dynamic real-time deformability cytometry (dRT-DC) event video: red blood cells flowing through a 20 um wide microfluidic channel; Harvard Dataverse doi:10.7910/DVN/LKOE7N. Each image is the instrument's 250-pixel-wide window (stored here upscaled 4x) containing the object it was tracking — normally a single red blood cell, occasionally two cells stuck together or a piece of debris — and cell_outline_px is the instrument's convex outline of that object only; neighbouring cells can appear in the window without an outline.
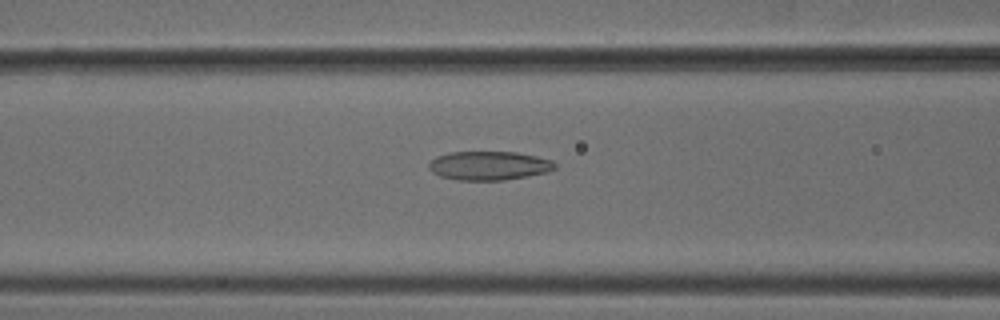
{"species": "common noctule bat (a hibernating species)", "species_latin": "Nyctalus noctula", "temperature_condition": "cold", "stored_images_in_passage": 46, "camera_frame_rate_fps": 3000, "um_per_image_px": 0.085, "animal": {"sex": "male", "body_mass_g": 18.8}, "frame": {"image": 1, "passage_image": 21, "time_ms": 6.667, "image_size_px": [1000, 320], "cell_outline_px": [[556, 168], [548, 172], [504, 180], [456, 180], [440, 176], [432, 172], [428, 168], [428, 164], [436, 156], [448, 152], [516, 152], [536, 156], [552, 160], [556, 164]], "centroid_in_image_um": [41.55, 14.08], "position_along_channel_um": 125.0, "area_um2": 21.27}}
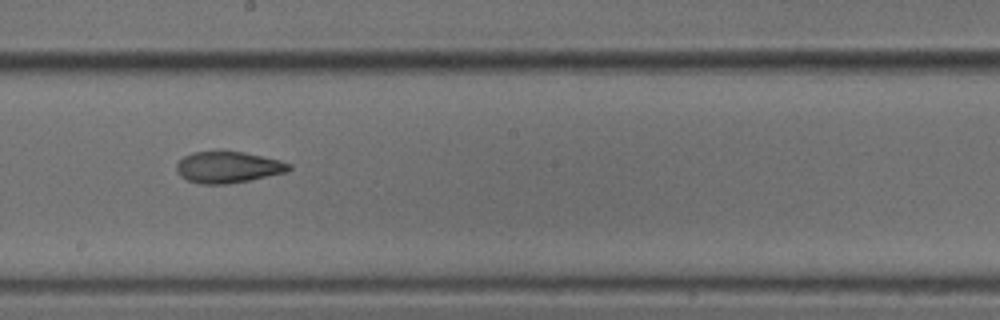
{"frame": {"image": 2, "passage_image": 29, "time_ms": 9.333, "image_size_px": [1000, 320], "cell_outline_px": [[292, 168], [284, 172], [248, 180], [228, 184], [200, 184], [188, 180], [180, 176], [176, 168], [176, 164], [184, 156], [192, 152], [220, 148], [224, 148], [244, 152], [280, 160], [292, 164]], "centroid_in_image_um": [19.34, 14.16], "position_along_channel_um": 228.9, "area_um2": 21.1}}
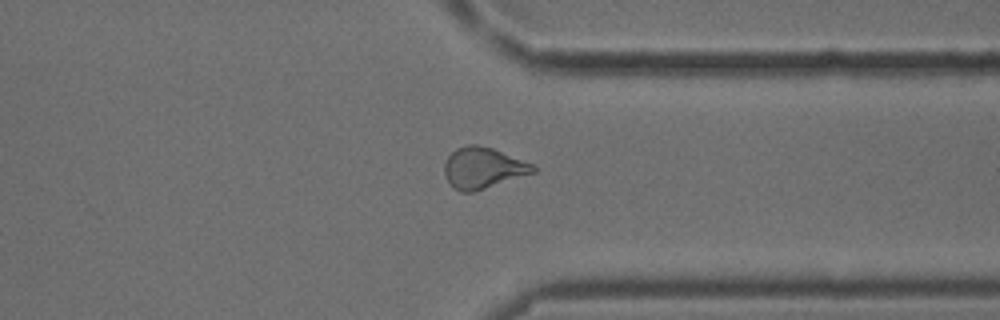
{"frame": {"image": 3, "passage_image": 40, "time_ms": 13.0, "image_size_px": [1000, 320], "cell_outline_px": [[536, 172], [472, 192], [460, 192], [444, 176], [444, 164], [448, 156], [456, 148], [468, 144], [476, 144], [492, 148], [532, 164], [536, 168]], "centroid_in_image_um": [41.03, 14.26], "position_along_channel_um": 370.4, "area_um2": 20.92}}